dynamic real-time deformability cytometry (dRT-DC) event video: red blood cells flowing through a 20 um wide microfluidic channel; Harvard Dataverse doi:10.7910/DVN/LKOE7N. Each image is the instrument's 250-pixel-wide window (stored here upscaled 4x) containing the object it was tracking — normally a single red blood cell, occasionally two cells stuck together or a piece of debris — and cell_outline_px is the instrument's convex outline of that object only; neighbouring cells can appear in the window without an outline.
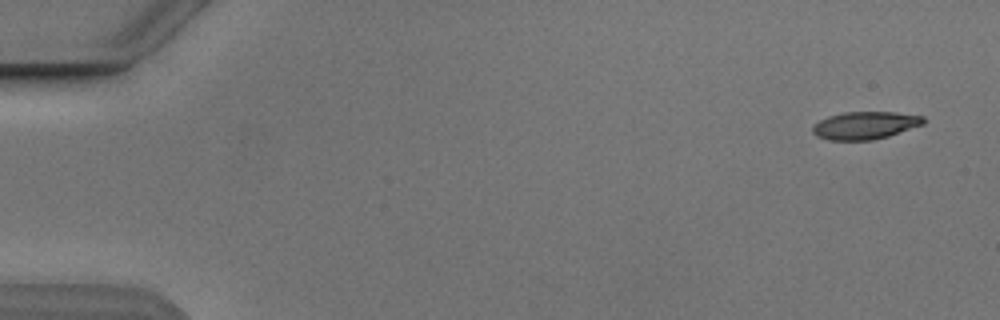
{"species": "Egyptian fruit bat (a non-hibernating species)", "species_latin": "Rousettus aegyptiacus", "temperature_condition": "cold", "stored_images_in_passage": 5, "camera_frame_rate_fps": 3000, "um_per_image_px": 0.085, "animal": {"sex": "male"}, "frame": {"image": 1, "passage_image": 1, "time_ms": 0.0, "image_size_px": [1000, 320], "cell_outline_px": [[924, 124], [888, 136], [872, 140], [828, 140], [816, 136], [812, 132], [812, 124], [828, 116], [844, 112], [896, 112], [924, 116]], "centroid_in_image_um": [73.5, 10.65], "position_along_channel_um": 11.5, "area_um2": 17.92}}
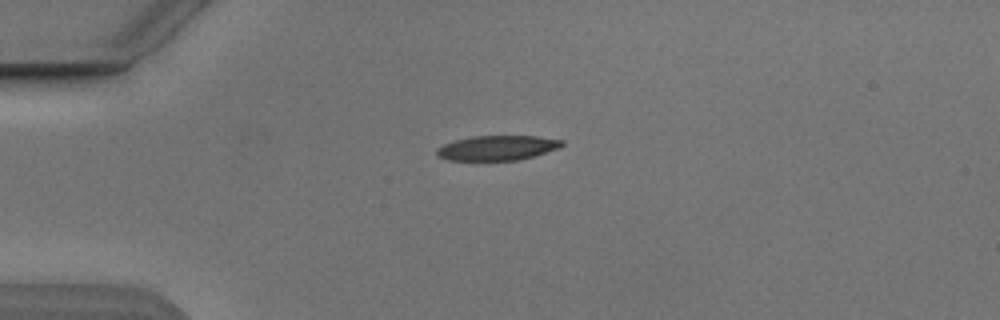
{"frame": {"image": 2, "passage_image": 4, "time_ms": 3.667, "image_size_px": [1000, 320], "cell_outline_px": [[564, 144], [560, 148], [532, 156], [516, 160], [448, 160], [440, 156], [436, 152], [436, 148], [444, 144], [456, 140], [472, 136], [536, 136], [564, 140]], "centroid_in_image_um": [42.29, 12.56], "position_along_channel_um": 42.7, "area_um2": 17.92}}